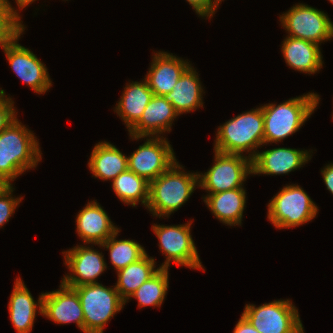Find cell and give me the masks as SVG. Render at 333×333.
Returning a JSON list of instances; mask_svg holds the SVG:
<instances>
[{"label":"cell","instance_id":"30bf717a","mask_svg":"<svg viewBox=\"0 0 333 333\" xmlns=\"http://www.w3.org/2000/svg\"><path fill=\"white\" fill-rule=\"evenodd\" d=\"M279 18L282 27L288 33L287 36L318 45L333 38V22L328 15L305 3L293 5Z\"/></svg>","mask_w":333,"mask_h":333},{"label":"cell","instance_id":"277c9868","mask_svg":"<svg viewBox=\"0 0 333 333\" xmlns=\"http://www.w3.org/2000/svg\"><path fill=\"white\" fill-rule=\"evenodd\" d=\"M214 150L223 153L248 152L252 160L264 146V117L262 106L244 112L226 121L217 129Z\"/></svg>","mask_w":333,"mask_h":333},{"label":"cell","instance_id":"52a82bcc","mask_svg":"<svg viewBox=\"0 0 333 333\" xmlns=\"http://www.w3.org/2000/svg\"><path fill=\"white\" fill-rule=\"evenodd\" d=\"M214 164L207 172H198V188L207 193H220L243 187L248 175H253L252 160L246 155L214 150Z\"/></svg>","mask_w":333,"mask_h":333},{"label":"cell","instance_id":"4fadbf2b","mask_svg":"<svg viewBox=\"0 0 333 333\" xmlns=\"http://www.w3.org/2000/svg\"><path fill=\"white\" fill-rule=\"evenodd\" d=\"M19 38L20 36L3 50L6 59L23 83L36 94L46 93L52 86L48 69L31 50L18 43Z\"/></svg>","mask_w":333,"mask_h":333},{"label":"cell","instance_id":"e575fe53","mask_svg":"<svg viewBox=\"0 0 333 333\" xmlns=\"http://www.w3.org/2000/svg\"><path fill=\"white\" fill-rule=\"evenodd\" d=\"M321 174L327 190L333 195V163L327 164L321 169Z\"/></svg>","mask_w":333,"mask_h":333},{"label":"cell","instance_id":"8d00e7d4","mask_svg":"<svg viewBox=\"0 0 333 333\" xmlns=\"http://www.w3.org/2000/svg\"><path fill=\"white\" fill-rule=\"evenodd\" d=\"M5 12L3 4H2V0H0V16Z\"/></svg>","mask_w":333,"mask_h":333},{"label":"cell","instance_id":"9a60e30c","mask_svg":"<svg viewBox=\"0 0 333 333\" xmlns=\"http://www.w3.org/2000/svg\"><path fill=\"white\" fill-rule=\"evenodd\" d=\"M311 153H313V150L308 151L287 147L257 152L252 159L253 175H288V173L303 167L312 158Z\"/></svg>","mask_w":333,"mask_h":333},{"label":"cell","instance_id":"ac0fdd59","mask_svg":"<svg viewBox=\"0 0 333 333\" xmlns=\"http://www.w3.org/2000/svg\"><path fill=\"white\" fill-rule=\"evenodd\" d=\"M75 222L83 244L101 245L119 229L96 200L88 202L78 212Z\"/></svg>","mask_w":333,"mask_h":333},{"label":"cell","instance_id":"3957f363","mask_svg":"<svg viewBox=\"0 0 333 333\" xmlns=\"http://www.w3.org/2000/svg\"><path fill=\"white\" fill-rule=\"evenodd\" d=\"M176 161L168 170L150 182L148 210L153 216L168 217L188 201L198 187V172L187 173Z\"/></svg>","mask_w":333,"mask_h":333},{"label":"cell","instance_id":"ba28073f","mask_svg":"<svg viewBox=\"0 0 333 333\" xmlns=\"http://www.w3.org/2000/svg\"><path fill=\"white\" fill-rule=\"evenodd\" d=\"M191 225V220L181 225L153 224L152 230L159 240L160 251L166 256L160 268L169 269L173 262L178 266L205 271L191 235Z\"/></svg>","mask_w":333,"mask_h":333},{"label":"cell","instance_id":"7c38bea8","mask_svg":"<svg viewBox=\"0 0 333 333\" xmlns=\"http://www.w3.org/2000/svg\"><path fill=\"white\" fill-rule=\"evenodd\" d=\"M62 254L69 273L61 282L68 287L99 283L97 278L107 268L103 253L86 244L77 245Z\"/></svg>","mask_w":333,"mask_h":333},{"label":"cell","instance_id":"f1b7e54d","mask_svg":"<svg viewBox=\"0 0 333 333\" xmlns=\"http://www.w3.org/2000/svg\"><path fill=\"white\" fill-rule=\"evenodd\" d=\"M23 21L15 15L4 12L0 16V47L4 50L25 30Z\"/></svg>","mask_w":333,"mask_h":333},{"label":"cell","instance_id":"ffe728a7","mask_svg":"<svg viewBox=\"0 0 333 333\" xmlns=\"http://www.w3.org/2000/svg\"><path fill=\"white\" fill-rule=\"evenodd\" d=\"M282 42V56L289 68L311 75L323 67L320 45L290 36H286Z\"/></svg>","mask_w":333,"mask_h":333},{"label":"cell","instance_id":"4316f807","mask_svg":"<svg viewBox=\"0 0 333 333\" xmlns=\"http://www.w3.org/2000/svg\"><path fill=\"white\" fill-rule=\"evenodd\" d=\"M119 232L120 228L103 244L99 245V247L108 249L110 261L116 272L138 261L147 253L144 247L135 240H116Z\"/></svg>","mask_w":333,"mask_h":333},{"label":"cell","instance_id":"6da1fadb","mask_svg":"<svg viewBox=\"0 0 333 333\" xmlns=\"http://www.w3.org/2000/svg\"><path fill=\"white\" fill-rule=\"evenodd\" d=\"M41 159L36 136L18 118L0 133V176L10 185L26 170L36 168Z\"/></svg>","mask_w":333,"mask_h":333},{"label":"cell","instance_id":"d590c367","mask_svg":"<svg viewBox=\"0 0 333 333\" xmlns=\"http://www.w3.org/2000/svg\"><path fill=\"white\" fill-rule=\"evenodd\" d=\"M10 184L0 176V193L5 190Z\"/></svg>","mask_w":333,"mask_h":333},{"label":"cell","instance_id":"1f68e13d","mask_svg":"<svg viewBox=\"0 0 333 333\" xmlns=\"http://www.w3.org/2000/svg\"><path fill=\"white\" fill-rule=\"evenodd\" d=\"M199 17L210 19L214 16L222 0H186Z\"/></svg>","mask_w":333,"mask_h":333},{"label":"cell","instance_id":"d6a6232c","mask_svg":"<svg viewBox=\"0 0 333 333\" xmlns=\"http://www.w3.org/2000/svg\"><path fill=\"white\" fill-rule=\"evenodd\" d=\"M34 1L35 0H15L16 5L18 6L19 10H16L15 7H12L11 3L8 0H2V4H3L4 10L6 12L13 14L20 19L21 16H19L20 15L19 11L22 10L23 8H26L27 6L32 4Z\"/></svg>","mask_w":333,"mask_h":333},{"label":"cell","instance_id":"5b68a950","mask_svg":"<svg viewBox=\"0 0 333 333\" xmlns=\"http://www.w3.org/2000/svg\"><path fill=\"white\" fill-rule=\"evenodd\" d=\"M267 218L275 228L288 229L312 221L318 207L298 184H289L269 201Z\"/></svg>","mask_w":333,"mask_h":333},{"label":"cell","instance_id":"5bb4252c","mask_svg":"<svg viewBox=\"0 0 333 333\" xmlns=\"http://www.w3.org/2000/svg\"><path fill=\"white\" fill-rule=\"evenodd\" d=\"M59 288L43 294L41 316L58 324L76 323L84 333V314L77 291L62 282Z\"/></svg>","mask_w":333,"mask_h":333},{"label":"cell","instance_id":"e0dca14e","mask_svg":"<svg viewBox=\"0 0 333 333\" xmlns=\"http://www.w3.org/2000/svg\"><path fill=\"white\" fill-rule=\"evenodd\" d=\"M179 114L164 96H155L147 104L141 118L128 130L137 137H161L171 131L172 122Z\"/></svg>","mask_w":333,"mask_h":333},{"label":"cell","instance_id":"f546056e","mask_svg":"<svg viewBox=\"0 0 333 333\" xmlns=\"http://www.w3.org/2000/svg\"><path fill=\"white\" fill-rule=\"evenodd\" d=\"M13 184L9 185L5 190L0 193V228L6 222H9V219L14 214L15 209L19 206V203L23 198L13 197Z\"/></svg>","mask_w":333,"mask_h":333},{"label":"cell","instance_id":"cb8c5ba5","mask_svg":"<svg viewBox=\"0 0 333 333\" xmlns=\"http://www.w3.org/2000/svg\"><path fill=\"white\" fill-rule=\"evenodd\" d=\"M153 95L145 79L127 83L114 112L124 121L128 130L141 118Z\"/></svg>","mask_w":333,"mask_h":333},{"label":"cell","instance_id":"4dcf8cb0","mask_svg":"<svg viewBox=\"0 0 333 333\" xmlns=\"http://www.w3.org/2000/svg\"><path fill=\"white\" fill-rule=\"evenodd\" d=\"M14 101L0 88V133L17 119Z\"/></svg>","mask_w":333,"mask_h":333},{"label":"cell","instance_id":"44dd1931","mask_svg":"<svg viewBox=\"0 0 333 333\" xmlns=\"http://www.w3.org/2000/svg\"><path fill=\"white\" fill-rule=\"evenodd\" d=\"M246 200L244 187L220 193H208L203 197L214 217L227 226H241Z\"/></svg>","mask_w":333,"mask_h":333},{"label":"cell","instance_id":"484cf974","mask_svg":"<svg viewBox=\"0 0 333 333\" xmlns=\"http://www.w3.org/2000/svg\"><path fill=\"white\" fill-rule=\"evenodd\" d=\"M112 188L124 204L137 207L136 205L141 202L147 207L150 183L131 170H125L113 179Z\"/></svg>","mask_w":333,"mask_h":333},{"label":"cell","instance_id":"2e32d148","mask_svg":"<svg viewBox=\"0 0 333 333\" xmlns=\"http://www.w3.org/2000/svg\"><path fill=\"white\" fill-rule=\"evenodd\" d=\"M144 78L155 96H165L171 92L178 79L191 65L188 61L172 53L154 52L152 62Z\"/></svg>","mask_w":333,"mask_h":333},{"label":"cell","instance_id":"9c48e42d","mask_svg":"<svg viewBox=\"0 0 333 333\" xmlns=\"http://www.w3.org/2000/svg\"><path fill=\"white\" fill-rule=\"evenodd\" d=\"M242 315L260 333H304L298 309L289 299L274 300L258 307L246 304Z\"/></svg>","mask_w":333,"mask_h":333},{"label":"cell","instance_id":"d4e9b609","mask_svg":"<svg viewBox=\"0 0 333 333\" xmlns=\"http://www.w3.org/2000/svg\"><path fill=\"white\" fill-rule=\"evenodd\" d=\"M156 261L146 253L138 261L117 271V283L115 289L120 297L126 301L144 282L148 281L161 268H156Z\"/></svg>","mask_w":333,"mask_h":333},{"label":"cell","instance_id":"83f0119b","mask_svg":"<svg viewBox=\"0 0 333 333\" xmlns=\"http://www.w3.org/2000/svg\"><path fill=\"white\" fill-rule=\"evenodd\" d=\"M169 269L161 268L148 281L144 282L130 297L138 301L140 308L152 306L159 307L162 305L169 288Z\"/></svg>","mask_w":333,"mask_h":333},{"label":"cell","instance_id":"603a6c76","mask_svg":"<svg viewBox=\"0 0 333 333\" xmlns=\"http://www.w3.org/2000/svg\"><path fill=\"white\" fill-rule=\"evenodd\" d=\"M88 167L95 178L113 180L128 169V156L115 145L101 141L94 146Z\"/></svg>","mask_w":333,"mask_h":333},{"label":"cell","instance_id":"7a4b0ae2","mask_svg":"<svg viewBox=\"0 0 333 333\" xmlns=\"http://www.w3.org/2000/svg\"><path fill=\"white\" fill-rule=\"evenodd\" d=\"M320 99L317 93L309 92L278 105L264 104V145L276 144L299 131L317 109Z\"/></svg>","mask_w":333,"mask_h":333},{"label":"cell","instance_id":"7402d4cb","mask_svg":"<svg viewBox=\"0 0 333 333\" xmlns=\"http://www.w3.org/2000/svg\"><path fill=\"white\" fill-rule=\"evenodd\" d=\"M204 88L193 66H189L170 93L164 97L172 103L175 111L179 114L189 113L203 107Z\"/></svg>","mask_w":333,"mask_h":333},{"label":"cell","instance_id":"8992f818","mask_svg":"<svg viewBox=\"0 0 333 333\" xmlns=\"http://www.w3.org/2000/svg\"><path fill=\"white\" fill-rule=\"evenodd\" d=\"M78 294L84 314V333H103L108 321L118 313L125 301L113 287L101 283L73 287Z\"/></svg>","mask_w":333,"mask_h":333},{"label":"cell","instance_id":"d6986e66","mask_svg":"<svg viewBox=\"0 0 333 333\" xmlns=\"http://www.w3.org/2000/svg\"><path fill=\"white\" fill-rule=\"evenodd\" d=\"M43 294L41 293L38 301H35L21 277L15 279L8 310L10 321L17 333H30L32 331L36 314H42Z\"/></svg>","mask_w":333,"mask_h":333},{"label":"cell","instance_id":"8fae6325","mask_svg":"<svg viewBox=\"0 0 333 333\" xmlns=\"http://www.w3.org/2000/svg\"><path fill=\"white\" fill-rule=\"evenodd\" d=\"M133 140L146 139L130 156H128V169L149 183L168 170L176 161L172 145L167 138L137 137L129 135Z\"/></svg>","mask_w":333,"mask_h":333},{"label":"cell","instance_id":"836d02e7","mask_svg":"<svg viewBox=\"0 0 333 333\" xmlns=\"http://www.w3.org/2000/svg\"><path fill=\"white\" fill-rule=\"evenodd\" d=\"M233 333H260L256 328L241 314L238 323L235 325Z\"/></svg>","mask_w":333,"mask_h":333}]
</instances>
